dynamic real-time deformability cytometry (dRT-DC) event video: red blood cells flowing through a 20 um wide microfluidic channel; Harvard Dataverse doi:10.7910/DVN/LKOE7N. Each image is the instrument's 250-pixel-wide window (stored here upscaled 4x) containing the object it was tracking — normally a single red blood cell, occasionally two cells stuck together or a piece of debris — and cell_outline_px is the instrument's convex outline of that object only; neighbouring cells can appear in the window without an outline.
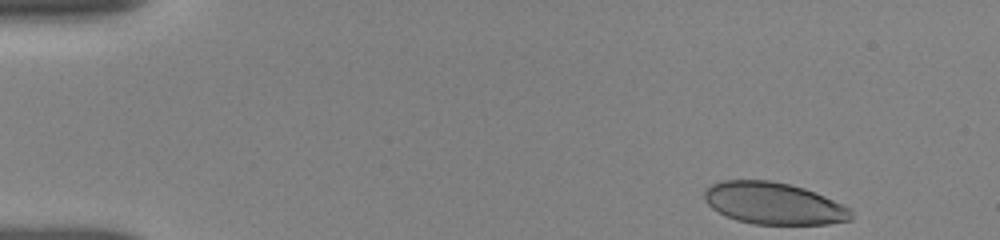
{"species": "human", "species_latin": "Homo sapiens", "temperature_condition": "room temperature", "stored_images_in_passage": 10, "camera_frame_rate_fps": 3000, "um_per_image_px": 0.085, "donor": {"sex": "female"}, "frame": {"image": 1, "passage_image": 1, "time_ms": 0.0, "image_size_px": [1000, 240], "cell_outline_px": [[852, 220], [828, 224], [752, 224], [736, 220], [712, 208], [704, 200], [704, 192], [712, 184], [720, 180], [768, 180], [788, 184], [804, 188], [824, 196], [852, 208]], "centroid_in_image_um": [65.78, 17.29], "position_along_channel_um": 19.2, "area_um2": 35.84}}
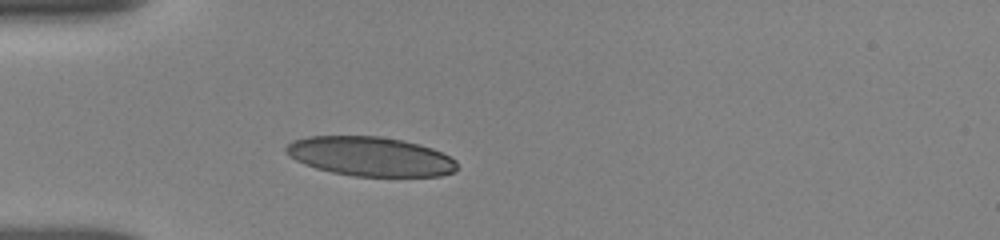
{"frame": {"image": 2, "passage_image": 7, "time_ms": 3.333, "image_size_px": [1000, 240], "cell_outline_px": [[456, 172], [440, 176], [352, 176], [332, 172], [316, 168], [304, 164], [296, 160], [284, 152], [284, 148], [292, 140], [308, 136], [380, 136], [404, 140], [420, 144], [432, 148], [456, 160]], "centroid_in_image_um": [31.46, 13.29], "position_along_channel_um": 53.5, "area_um2": 39.36}}
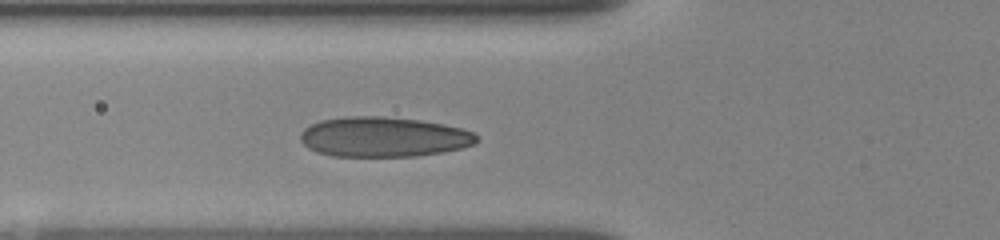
{"frame": {"image": 3, "passage_image": 10, "time_ms": 4.667, "image_size_px": [1000, 240], "cell_outline_px": [[480, 140], [476, 144], [444, 152], [416, 156], [332, 156], [316, 152], [308, 148], [300, 140], [300, 132], [304, 128], [320, 120], [348, 116], [384, 116], [420, 120], [444, 124], [460, 128], [472, 132]], "centroid_in_image_um": [32.59, 11.64], "position_along_channel_um": 93.2, "area_um2": 41.27}}